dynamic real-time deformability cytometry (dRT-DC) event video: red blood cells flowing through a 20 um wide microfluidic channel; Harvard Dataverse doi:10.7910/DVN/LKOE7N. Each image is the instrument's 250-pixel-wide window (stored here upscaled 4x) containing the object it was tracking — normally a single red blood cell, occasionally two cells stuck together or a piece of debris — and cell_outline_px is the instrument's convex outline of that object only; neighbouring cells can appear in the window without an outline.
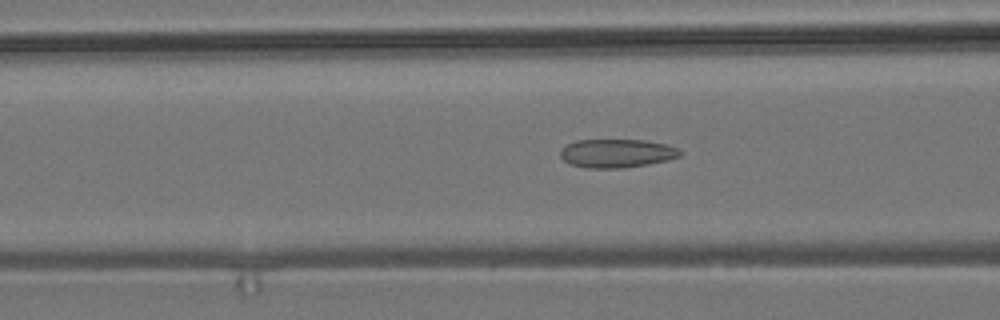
{"species": "common noctule bat (a hibernating species)", "species_latin": "Nyctalus noctula", "temperature_condition": "room temperature", "stored_images_in_passage": 54, "camera_frame_rate_fps": 3000, "um_per_image_px": 0.085, "animal": {"sex": "male", "body_mass_g": 19.2, "forearm_length_mm": 51.8}, "frame": {"image": 1, "passage_image": 21, "time_ms": 6.667, "image_size_px": [1000, 320], "cell_outline_px": [[684, 152], [680, 156], [668, 160], [648, 164], [624, 168], [588, 168], [568, 164], [560, 156], [560, 148], [564, 144], [576, 140], [644, 140], [668, 144], [680, 148]], "centroid_in_image_um": [52.43, 13.02], "position_along_channel_um": 114.2, "area_um2": 20.35}}
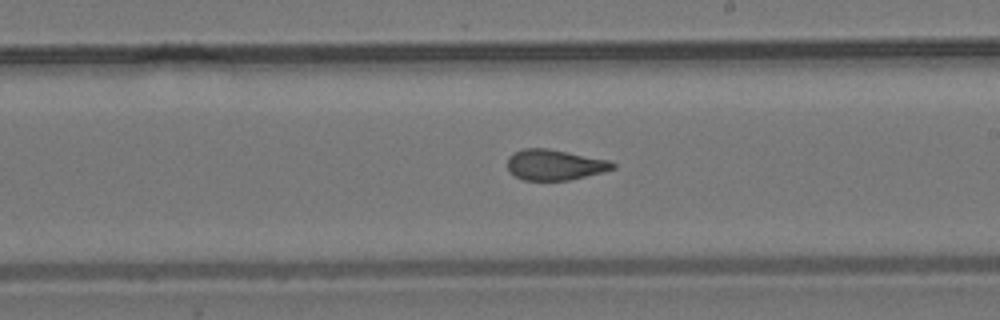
{"frame": {"image": 2, "passage_image": 31, "time_ms": 10.0, "image_size_px": [1000, 320], "cell_outline_px": [[616, 168], [568, 180], [524, 180], [508, 172], [508, 156], [512, 152], [524, 148], [548, 148], [608, 160], [616, 164]], "centroid_in_image_um": [47.1, 14.0], "position_along_channel_um": 241.9, "area_um2": 18.67}}
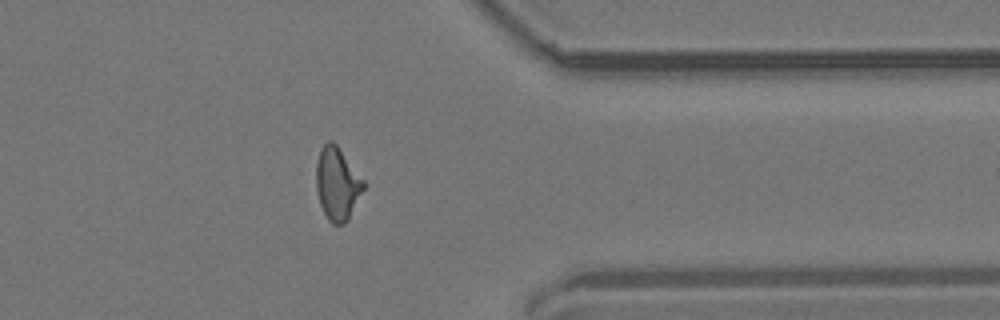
{"frame": {"image": 3, "passage_image": 43, "time_ms": 14.0, "image_size_px": [1000, 320], "cell_outline_px": [[364, 188], [348, 220], [344, 224], [332, 224], [328, 220], [320, 204], [316, 192], [316, 164], [320, 148], [328, 140], [332, 140], [336, 144], [364, 180]], "centroid_in_image_um": [28.64, 15.61], "position_along_channel_um": 382.8, "area_um2": 20.06}, "authors_computed_cell_mechanics": {"area_um2": 19.6231, "velocity_mm_per_s": 3.8323, "shape_relaxation_time_tau1_ms": null, "shape_relaxation_time_tau2_ms": 1.5528, "deformation_change_tau1": null, "deformation_change_tau2": 0.0945}}